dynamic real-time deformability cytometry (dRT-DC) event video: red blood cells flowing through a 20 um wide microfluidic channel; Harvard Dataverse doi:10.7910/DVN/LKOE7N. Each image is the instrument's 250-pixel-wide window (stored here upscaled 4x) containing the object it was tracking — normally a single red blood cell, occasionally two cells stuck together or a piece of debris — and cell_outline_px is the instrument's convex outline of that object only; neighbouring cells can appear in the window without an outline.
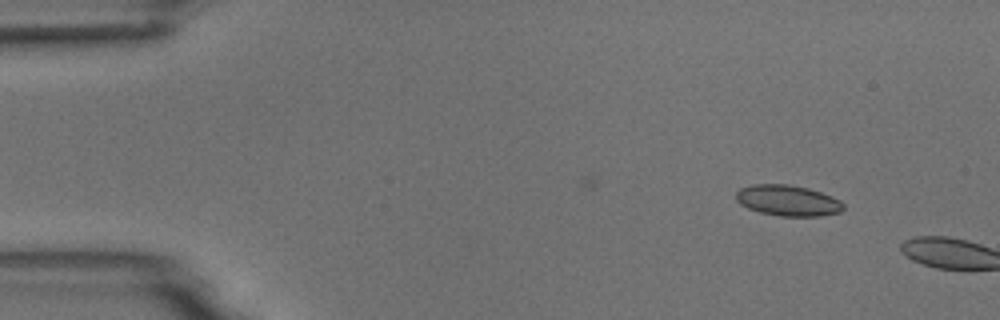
{"species": "common noctule bat (a hibernating species)", "species_latin": "Nyctalus noctula", "temperature_condition": "room temperature", "stored_images_in_passage": 2, "camera_frame_rate_fps": 3000, "um_per_image_px": 0.085, "animal": {"sex": "male", "body_mass_g": 18.8}, "frame": {"image": 1, "passage_image": 1, "time_ms": 0.0, "image_size_px": [1000, 320], "cell_outline_px": [[844, 208], [840, 212], [820, 216], [780, 216], [760, 212], [748, 208], [740, 204], [736, 200], [736, 192], [740, 188], [752, 184], [788, 184], [808, 188], [832, 196], [840, 200], [844, 204]], "centroid_in_image_um": [66.96, 17.04], "position_along_channel_um": 18.0, "area_um2": 19.36}}